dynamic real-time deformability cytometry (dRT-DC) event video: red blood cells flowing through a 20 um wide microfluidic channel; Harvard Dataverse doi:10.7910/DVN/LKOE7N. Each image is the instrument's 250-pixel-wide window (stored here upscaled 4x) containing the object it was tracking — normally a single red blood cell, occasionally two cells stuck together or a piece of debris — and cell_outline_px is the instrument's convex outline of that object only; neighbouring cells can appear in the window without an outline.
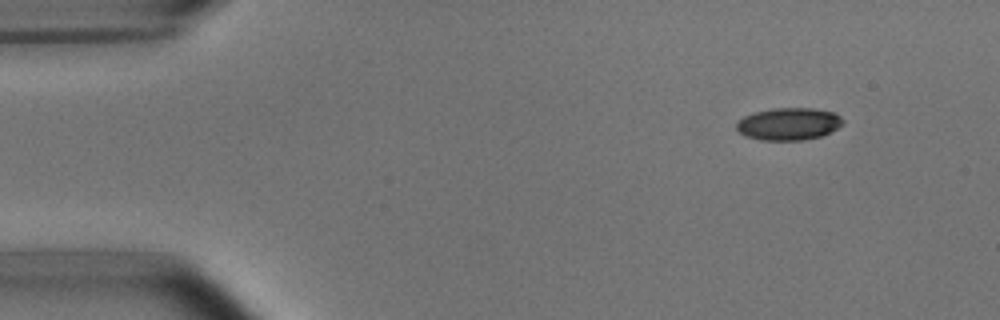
{"species": "common noctule bat (a hibernating species)", "species_latin": "Nyctalus noctula", "temperature_condition": "room temperature", "stored_images_in_passage": 4, "camera_frame_rate_fps": 3000, "um_per_image_px": 0.085, "animal": {"sex": "male", "body_mass_g": 15.6}, "frame": {"image": 1, "passage_image": 1, "time_ms": 0.0, "image_size_px": [1000, 320], "cell_outline_px": [[844, 124], [820, 136], [804, 140], [760, 140], [744, 136], [736, 128], [736, 124], [744, 116], [752, 112], [772, 108], [812, 108], [832, 112], [840, 116], [844, 120]], "centroid_in_image_um": [67.01, 10.53], "position_along_channel_um": 18.0, "area_um2": 20.06}}